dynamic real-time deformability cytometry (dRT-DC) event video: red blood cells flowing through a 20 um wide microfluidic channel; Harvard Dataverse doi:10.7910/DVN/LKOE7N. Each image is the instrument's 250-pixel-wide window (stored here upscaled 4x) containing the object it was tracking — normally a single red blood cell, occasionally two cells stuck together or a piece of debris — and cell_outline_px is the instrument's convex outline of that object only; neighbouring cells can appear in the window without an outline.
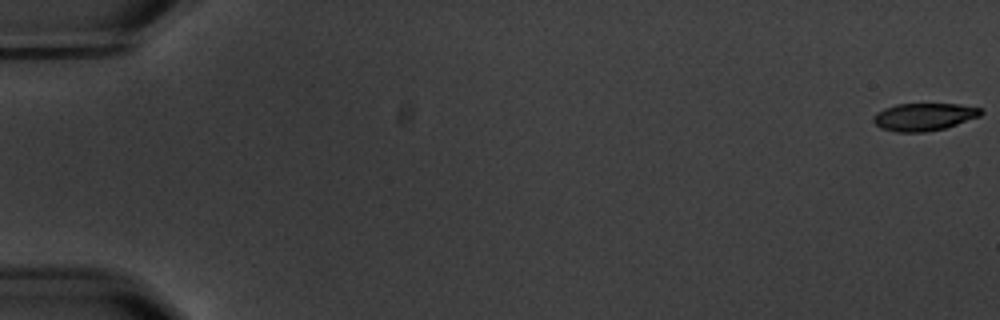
{"species": "common noctule bat (a hibernating species)", "species_latin": "Nyctalus noctula", "temperature_condition": "warm", "stored_images_in_passage": 6, "camera_frame_rate_fps": 3000, "um_per_image_px": 0.085, "animal": {"sex": "male", "body_mass_g": 20.1, "forearm_length_mm": 53.5}, "frame": {"image": 1, "passage_image": 1, "time_ms": 0.0, "image_size_px": [1000, 320], "cell_outline_px": [[984, 112], [980, 116], [944, 128], [924, 132], [896, 132], [880, 128], [872, 120], [872, 116], [876, 112], [884, 108], [896, 104], [960, 104], [980, 108]], "centroid_in_image_um": [78.5, 9.92], "position_along_channel_um": 6.5, "area_um2": 17.28}}
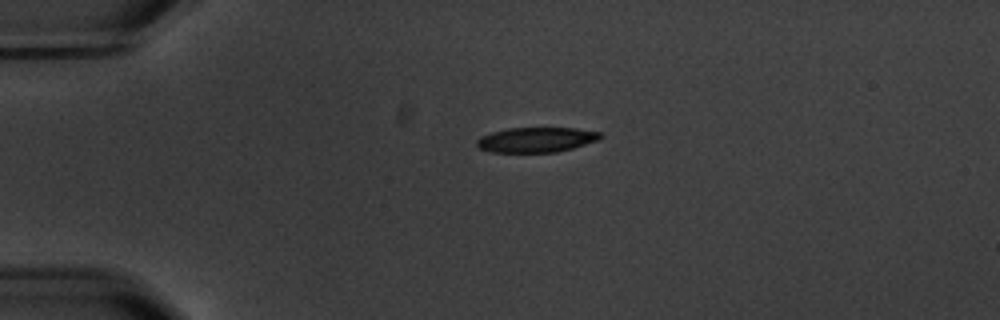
{"frame": {"image": 2, "passage_image": 5, "time_ms": 4.667, "image_size_px": [1000, 320], "cell_outline_px": [[604, 136], [600, 140], [572, 148], [556, 152], [488, 152], [480, 148], [476, 144], [476, 140], [480, 136], [492, 132], [508, 128], [576, 128], [600, 132]], "centroid_in_image_um": [45.6, 11.88], "position_along_channel_um": 39.4, "area_um2": 18.09}}